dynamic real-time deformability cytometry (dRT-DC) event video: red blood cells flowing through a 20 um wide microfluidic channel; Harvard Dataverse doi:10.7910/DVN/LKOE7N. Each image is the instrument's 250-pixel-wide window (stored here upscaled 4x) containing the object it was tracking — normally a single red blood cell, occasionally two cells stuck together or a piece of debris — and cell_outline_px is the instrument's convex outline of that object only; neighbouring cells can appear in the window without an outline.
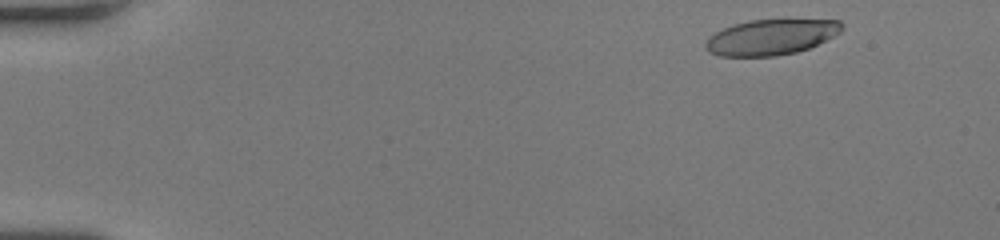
{"species": "human", "species_latin": "Homo sapiens", "temperature_condition": "room temperature", "stored_images_in_passage": 50, "camera_frame_rate_fps": 3000, "um_per_image_px": 0.085, "donor": {"sex": "female"}, "frame": {"image": 1, "passage_image": 3, "time_ms": 0.667, "image_size_px": [1000, 240], "cell_outline_px": [[844, 28], [840, 32], [808, 48], [796, 52], [776, 56], [720, 56], [708, 52], [704, 48], [704, 44], [708, 36], [732, 24], [752, 20], [840, 20], [844, 24]], "centroid_in_image_um": [65.49, 3.16], "position_along_channel_um": 19.5, "area_um2": 28.15}}
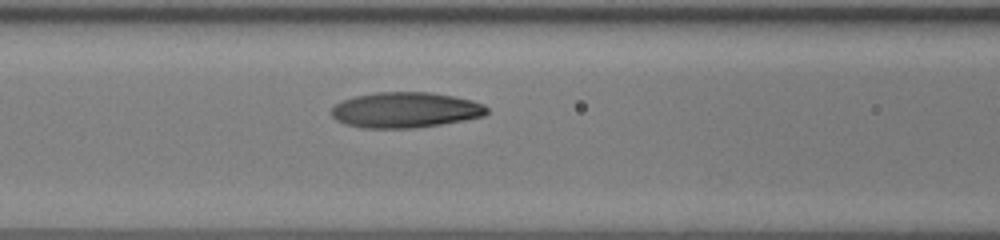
{"frame": {"image": 2, "passage_image": 21, "time_ms": 6.667, "image_size_px": [1000, 240], "cell_outline_px": [[488, 112], [484, 116], [464, 120], [416, 128], [364, 128], [344, 124], [336, 120], [332, 116], [332, 108], [340, 100], [356, 96], [376, 92], [432, 92], [472, 100], [484, 104], [488, 108]], "centroid_in_image_um": [34.45, 9.35], "position_along_channel_um": 132.1, "area_um2": 32.31}}
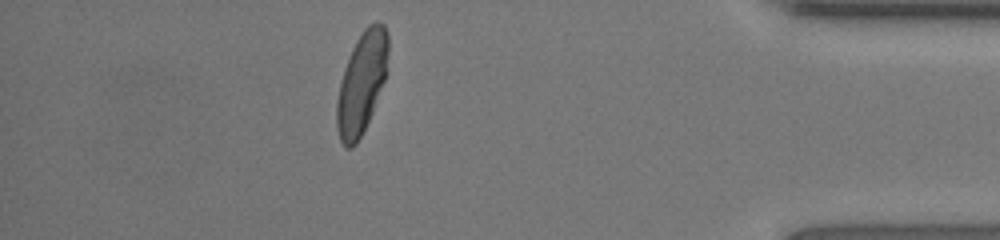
{"frame": {"image": 3, "passage_image": 44, "time_ms": 14.333, "image_size_px": [1000, 240], "cell_outline_px": [[388, 72], [372, 112], [356, 144], [352, 148], [344, 148], [340, 140], [336, 128], [336, 100], [344, 68], [348, 56], [356, 40], [364, 28], [368, 24], [376, 20], [380, 20], [384, 24], [388, 32]], "centroid_in_image_um": [30.75, 7.0], "position_along_channel_um": 404.4, "area_um2": 30.81}, "authors_computed_cell_mechanics": {"area_um2": 30.923, "velocity_mm_per_s": 4.0501, "shape_relaxation_time_tau1_ms": 5.2802, "shape_relaxation_time_tau2_ms": 1.4857, "deformation_change_tau1": 0.2154, "deformation_change_tau2": 0.077}}